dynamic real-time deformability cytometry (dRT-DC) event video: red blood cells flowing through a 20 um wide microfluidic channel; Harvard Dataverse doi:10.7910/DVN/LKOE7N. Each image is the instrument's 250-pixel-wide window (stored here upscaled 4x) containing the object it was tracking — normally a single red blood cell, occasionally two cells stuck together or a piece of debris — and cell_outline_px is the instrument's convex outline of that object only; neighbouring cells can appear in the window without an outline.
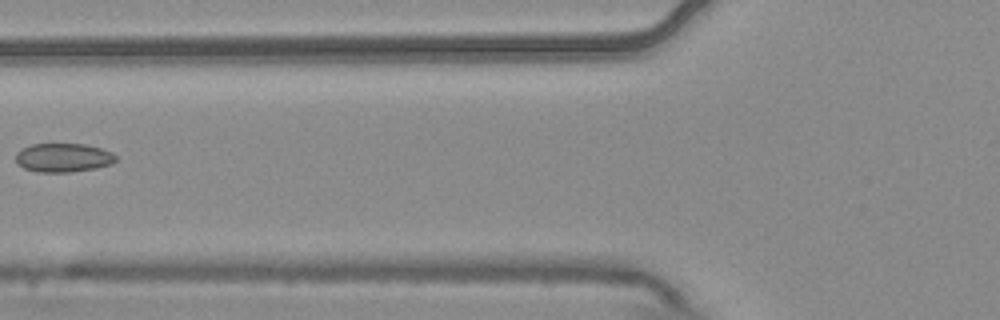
{"species": "common noctule bat (a hibernating species)", "species_latin": "Nyctalus noctula", "temperature_condition": "warm", "stored_images_in_passage": 7, "camera_frame_rate_fps": 3000, "um_per_image_px": 0.085, "animal": {"sex": "male", "body_mass_g": 20.4}, "frame": {"image": 1, "passage_image": 6, "time_ms": 1.667, "image_size_px": [1000, 320], "cell_outline_px": [[116, 160], [112, 164], [96, 168], [68, 172], [36, 172], [24, 168], [16, 164], [16, 152], [32, 144], [84, 144], [100, 148], [112, 152], [116, 156]], "centroid_in_image_um": [5.37, 13.41], "position_along_channel_um": 120.4, "area_um2": 16.82}}
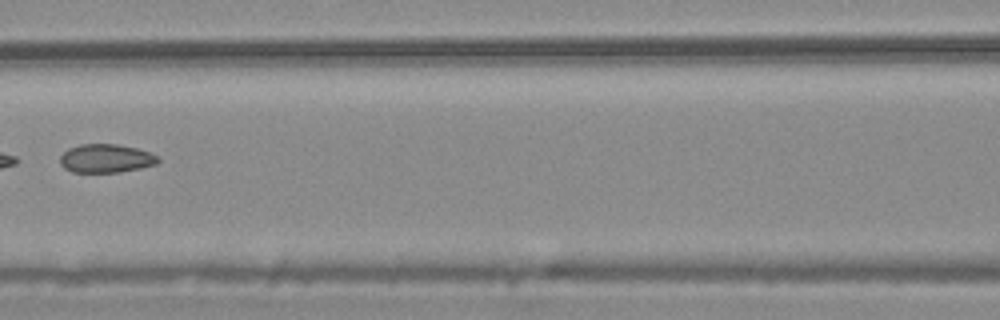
{"frame": {"image": 2, "passage_image": 7, "time_ms": 2.0, "image_size_px": [1000, 320], "cell_outline_px": [[160, 160], [156, 164], [140, 168], [120, 172], [72, 172], [64, 168], [60, 164], [60, 156], [68, 148], [80, 144], [116, 144], [136, 148], [148, 152], [156, 156]], "centroid_in_image_um": [8.97, 13.47], "position_along_channel_um": 157.6, "area_um2": 16.24}}